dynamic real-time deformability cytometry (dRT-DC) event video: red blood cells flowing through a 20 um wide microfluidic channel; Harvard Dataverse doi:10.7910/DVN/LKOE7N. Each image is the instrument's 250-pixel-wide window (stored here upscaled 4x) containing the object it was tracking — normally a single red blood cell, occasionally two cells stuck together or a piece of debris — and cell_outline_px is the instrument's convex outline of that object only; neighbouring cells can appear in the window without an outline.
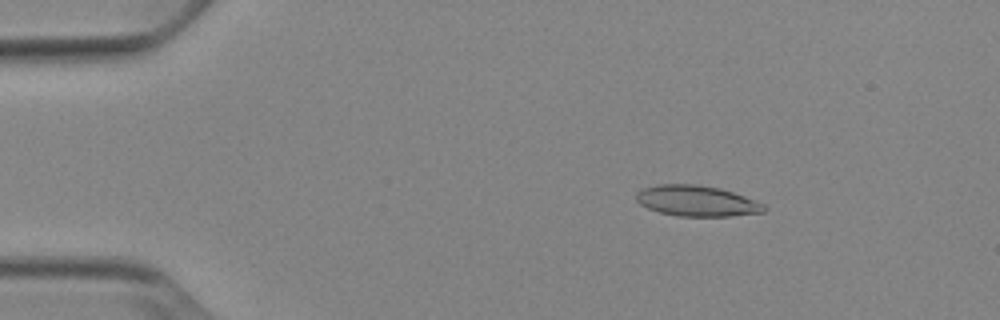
{"species": "Egyptian fruit bat (a non-hibernating species)", "species_latin": "Rousettus aegyptiacus", "temperature_condition": "cold", "stored_images_in_passage": 11, "camera_frame_rate_fps": 3000, "um_per_image_px": 0.085, "animal": {"sex": "female"}, "frame": {"image": 1, "passage_image": 8, "time_ms": 2.333, "image_size_px": [1000, 320], "cell_outline_px": [[768, 208], [764, 212], [732, 216], [676, 216], [660, 212], [648, 208], [640, 204], [636, 200], [636, 192], [644, 188], [660, 184], [696, 184], [720, 188], [744, 196], [764, 204]], "centroid_in_image_um": [59.23, 17.08], "position_along_channel_um": 25.8, "area_um2": 22.89}}